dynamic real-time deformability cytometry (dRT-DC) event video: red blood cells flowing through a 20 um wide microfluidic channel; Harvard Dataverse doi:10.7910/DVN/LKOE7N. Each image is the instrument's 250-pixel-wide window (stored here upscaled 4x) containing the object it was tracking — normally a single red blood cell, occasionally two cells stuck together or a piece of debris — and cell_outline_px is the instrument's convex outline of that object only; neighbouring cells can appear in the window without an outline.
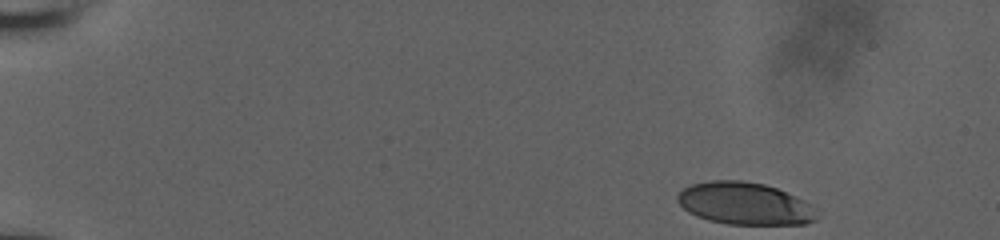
{"species": "human", "species_latin": "Homo sapiens", "temperature_condition": "room temperature", "stored_images_in_passage": 43, "camera_frame_rate_fps": 3000, "um_per_image_px": 0.085, "donor": {"sex": "male"}, "frame": {"image": 1, "passage_image": 1, "time_ms": 0.0, "image_size_px": [1000, 240], "cell_outline_px": [[820, 216], [816, 220], [804, 224], [728, 224], [708, 220], [696, 216], [688, 212], [676, 200], [676, 196], [684, 188], [692, 184], [712, 180], [740, 180], [764, 184], [776, 188], [796, 196], [812, 204]], "centroid_in_image_um": [63.33, 17.31], "position_along_channel_um": 21.7, "area_um2": 34.51}}
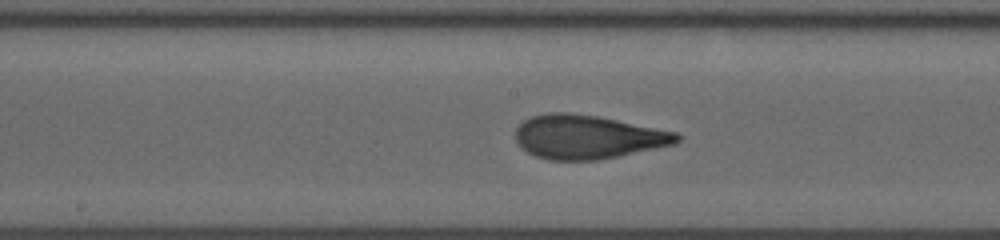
{"frame": {"image": 2, "passage_image": 25, "time_ms": 8.0, "image_size_px": [1000, 240], "cell_outline_px": [[680, 140], [676, 144], [600, 160], [548, 160], [536, 156], [520, 148], [516, 140], [516, 128], [524, 120], [532, 116], [548, 112], [568, 112], [596, 116], [676, 132], [680, 136]], "centroid_in_image_um": [49.92, 11.65], "position_along_channel_um": 198.3, "area_um2": 41.15}}
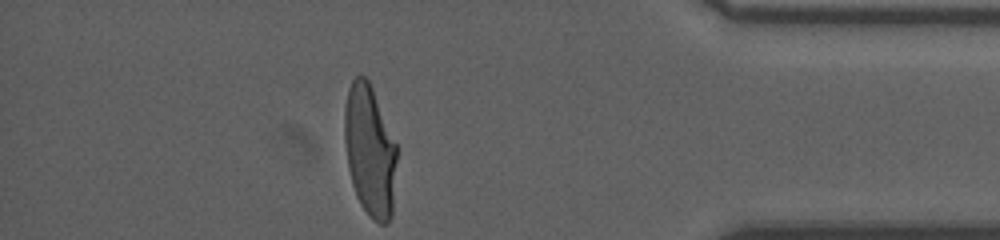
{"frame": {"image": 3, "passage_image": 43, "time_ms": 14.0, "image_size_px": [1000, 240], "cell_outline_px": [[396, 160], [392, 216], [388, 224], [380, 224], [372, 220], [368, 216], [360, 204], [356, 196], [352, 184], [348, 168], [344, 140], [344, 108], [348, 88], [352, 80], [360, 72], [368, 80], [372, 88], [396, 144]], "centroid_in_image_um": [31.41, 12.84], "position_along_channel_um": 403.8, "area_um2": 40.23}, "authors_computed_cell_mechanics": {"area_um2": 39.9976, "velocity_mm_per_s": 3.9342, "shape_relaxation_time_tau1_ms": 5.7731, "shape_relaxation_time_tau2_ms": 0.6969, "deformation_change_tau1": 0.2196, "deformation_change_tau2": 0.0737}}